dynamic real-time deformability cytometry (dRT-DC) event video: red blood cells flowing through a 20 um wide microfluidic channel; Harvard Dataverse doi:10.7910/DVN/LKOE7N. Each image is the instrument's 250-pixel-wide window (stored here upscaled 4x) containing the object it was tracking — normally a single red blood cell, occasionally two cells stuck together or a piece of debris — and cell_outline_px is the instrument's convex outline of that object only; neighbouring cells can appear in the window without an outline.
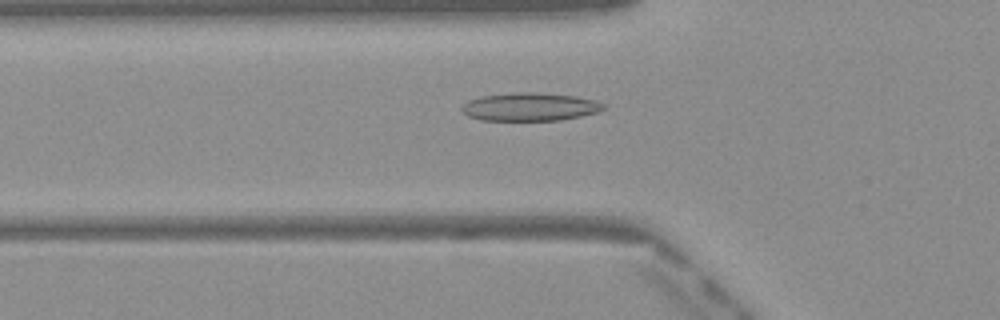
{"species": "Egyptian fruit bat (a non-hibernating species)", "species_latin": "Rousettus aegyptiacus", "temperature_condition": "warm", "stored_images_in_passage": 46, "camera_frame_rate_fps": 3000, "um_per_image_px": 0.085, "frame": {"image": 1, "passage_image": 14, "time_ms": 4.333, "image_size_px": [1000, 320], "cell_outline_px": [[608, 104], [604, 108], [596, 112], [580, 116], [560, 120], [480, 120], [468, 116], [460, 108], [468, 100], [480, 96], [508, 92], [536, 92], [576, 96], [596, 100]], "centroid_in_image_um": [45.04, 9.06], "position_along_channel_um": 80.8, "area_um2": 23.41}}
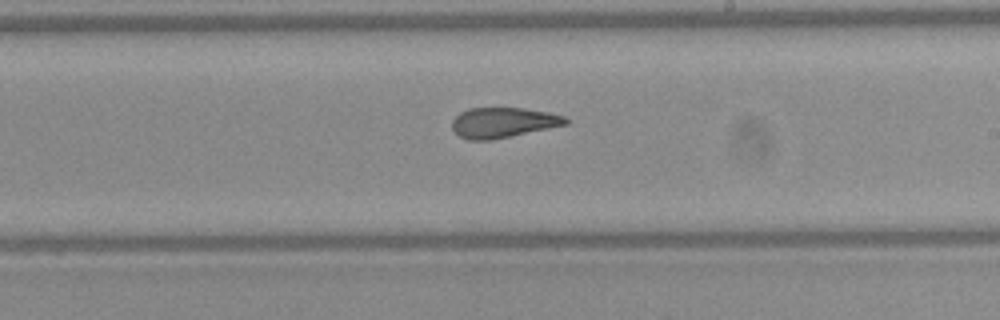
{"frame": {"image": 2, "passage_image": 26, "time_ms": 8.333, "image_size_px": [1000, 320], "cell_outline_px": [[568, 124], [492, 140], [468, 140], [460, 136], [452, 128], [452, 120], [460, 112], [468, 108], [524, 108], [548, 112], [564, 116], [568, 120]], "centroid_in_image_um": [42.75, 10.41], "position_along_channel_um": 246.3, "area_um2": 19.94}}
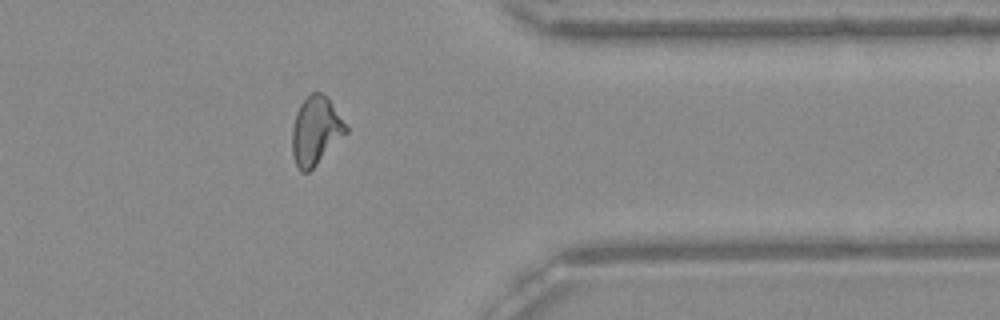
{"frame": {"image": 3, "passage_image": 37, "time_ms": 12.0, "image_size_px": [1000, 320], "cell_outline_px": [[348, 132], [308, 172], [300, 172], [292, 156], [292, 128], [296, 112], [300, 104], [312, 92], [320, 92], [332, 104], [348, 124]], "centroid_in_image_um": [26.83, 11.12], "position_along_channel_um": 384.6, "area_um2": 21.27}, "authors_computed_cell_mechanics": {"area_um2": 21.4438, "velocity_mm_per_s": 4.1046, "shape_relaxation_time_tau1_ms": 9.1677, "shape_relaxation_time_tau2_ms": 1.5753, "deformation_change_tau1": 0.2297, "deformation_change_tau2": 0.0902}}